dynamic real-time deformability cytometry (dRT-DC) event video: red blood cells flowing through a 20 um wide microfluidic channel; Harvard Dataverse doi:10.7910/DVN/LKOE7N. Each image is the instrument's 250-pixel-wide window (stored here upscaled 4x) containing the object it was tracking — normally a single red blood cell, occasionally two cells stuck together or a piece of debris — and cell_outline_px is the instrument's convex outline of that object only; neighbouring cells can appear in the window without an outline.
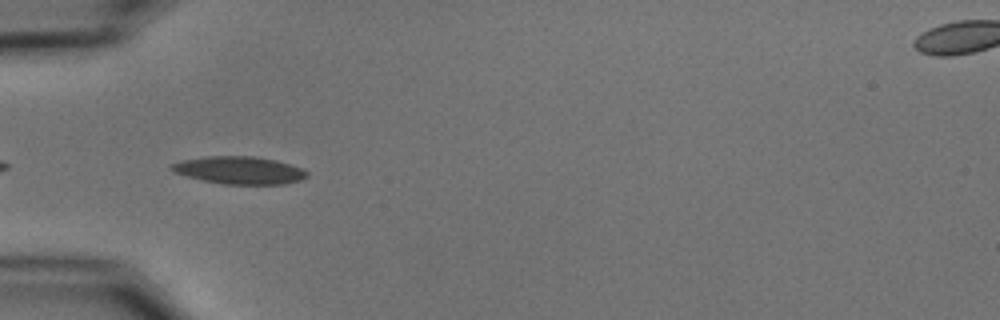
{"species": "common noctule bat (a hibernating species)", "species_latin": "Nyctalus noctula", "temperature_condition": "cold", "stored_images_in_passage": 6, "camera_frame_rate_fps": 3000, "um_per_image_px": 0.085, "animal": {"sex": "male", "body_mass_g": 15.6}, "frame": {"image": 1, "passage_image": 2, "time_ms": 0.333, "image_size_px": [1000, 320], "cell_outline_px": [[308, 176], [300, 180], [284, 184], [224, 184], [204, 180], [172, 172], [168, 168], [168, 164], [180, 160], [204, 156], [256, 156], [276, 160], [304, 168], [308, 172]], "centroid_in_image_um": [20.32, 14.45], "position_along_channel_um": 64.7, "area_um2": 22.02}}